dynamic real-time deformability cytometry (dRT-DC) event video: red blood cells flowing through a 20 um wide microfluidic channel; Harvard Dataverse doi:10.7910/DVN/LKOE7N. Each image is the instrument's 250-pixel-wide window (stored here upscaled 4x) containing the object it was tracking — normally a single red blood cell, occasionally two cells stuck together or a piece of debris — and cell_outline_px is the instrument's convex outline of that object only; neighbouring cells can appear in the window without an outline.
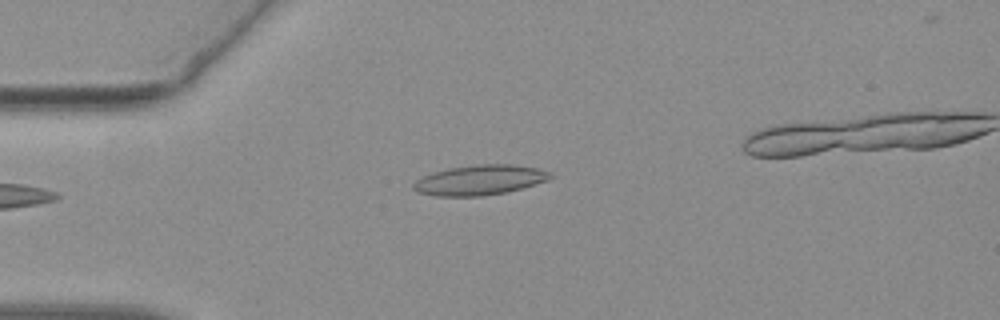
{"species": "common noctule bat (a hibernating species)", "species_latin": "Nyctalus noctula", "temperature_condition": "warm", "stored_images_in_passage": 35, "camera_frame_rate_fps": 3000, "um_per_image_px": 0.085, "animal": {"sex": "female", "body_mass_g": 19.3, "forearm_length_mm": 54.1}, "frame": {"image": 1, "passage_image": 1, "time_ms": 0.0, "image_size_px": [1000, 320], "cell_outline_px": [[556, 176], [548, 180], [508, 192], [480, 196], [436, 196], [416, 192], [412, 188], [412, 184], [416, 180], [432, 172], [448, 168], [476, 164], [512, 164], [536, 168], [552, 172]], "centroid_in_image_um": [40.79, 15.3], "position_along_channel_um": 44.2, "area_um2": 24.16}}
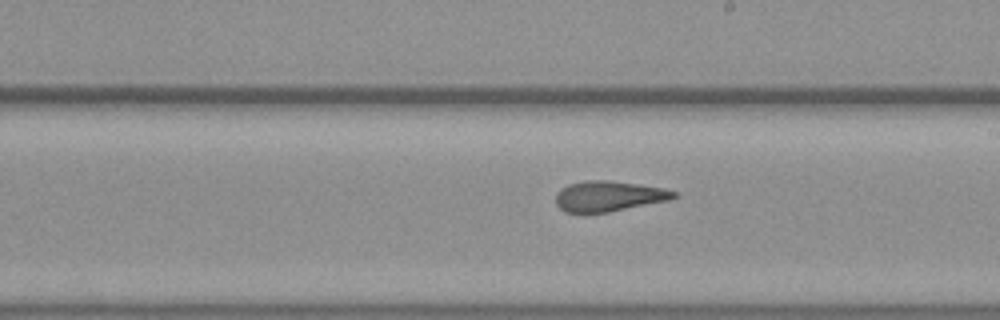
{"frame": {"image": 2, "passage_image": 18, "time_ms": 5.667, "image_size_px": [1000, 320], "cell_outline_px": [[676, 196], [668, 200], [608, 212], [564, 212], [556, 204], [556, 192], [560, 188], [568, 184], [584, 180], [612, 180], [664, 188], [676, 192]], "centroid_in_image_um": [51.69, 16.66], "position_along_channel_um": 237.3, "area_um2": 20.87}}
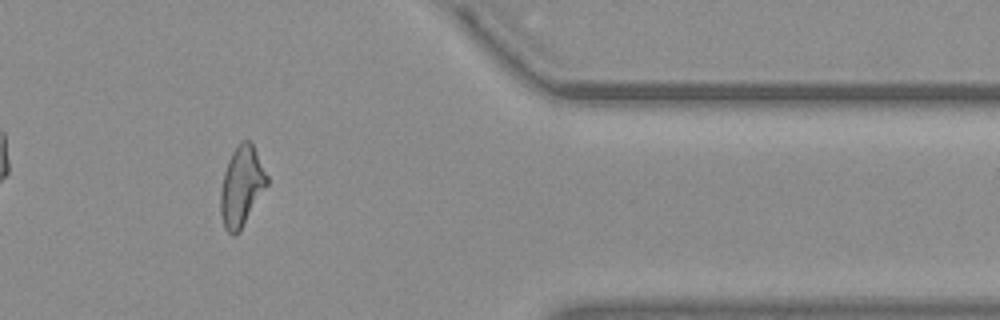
{"frame": {"image": 3, "passage_image": 32, "time_ms": 10.333, "image_size_px": [1000, 320], "cell_outline_px": [[268, 184], [240, 228], [232, 236], [224, 228], [220, 212], [220, 192], [224, 172], [228, 160], [232, 152], [240, 140], [248, 140], [252, 144], [268, 176]], "centroid_in_image_um": [20.51, 15.8], "position_along_channel_um": 390.9, "area_um2": 21.15}, "authors_computed_cell_mechanics": {"area_um2": 21.4438, "velocity_mm_per_s": 3.7863, "shape_relaxation_time_tau1_ms": null, "shape_relaxation_time_tau2_ms": 2.4005, "deformation_change_tau1": null, "deformation_change_tau2": 0.1257}}